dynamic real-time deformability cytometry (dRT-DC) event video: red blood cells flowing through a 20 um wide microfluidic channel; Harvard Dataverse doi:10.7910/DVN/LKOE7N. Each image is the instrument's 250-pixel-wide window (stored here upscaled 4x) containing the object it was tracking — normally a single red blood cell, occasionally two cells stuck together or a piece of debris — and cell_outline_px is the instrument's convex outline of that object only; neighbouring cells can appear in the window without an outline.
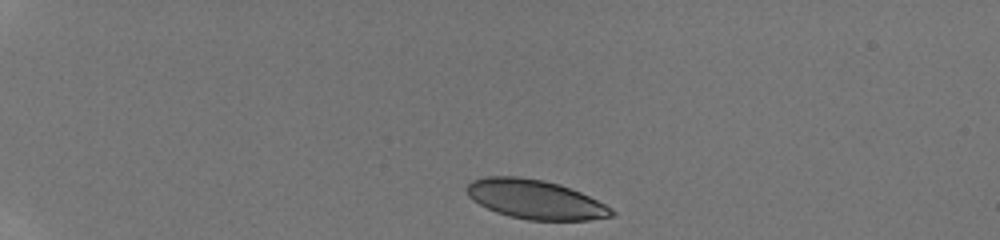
{"species": "human", "species_latin": "Homo sapiens", "temperature_condition": "room temperature", "stored_images_in_passage": 14, "camera_frame_rate_fps": 3000, "um_per_image_px": 0.085, "donor": {"sex": "male"}, "frame": {"image": 1, "passage_image": 1, "time_ms": 0.0, "image_size_px": [1000, 240], "cell_outline_px": [[616, 212], [612, 216], [588, 220], [528, 220], [496, 212], [472, 200], [468, 196], [468, 184], [472, 180], [484, 176], [520, 176], [544, 180], [560, 184], [580, 192], [612, 208]], "centroid_in_image_um": [45.49, 16.94], "position_along_channel_um": 39.5, "area_um2": 32.89}}
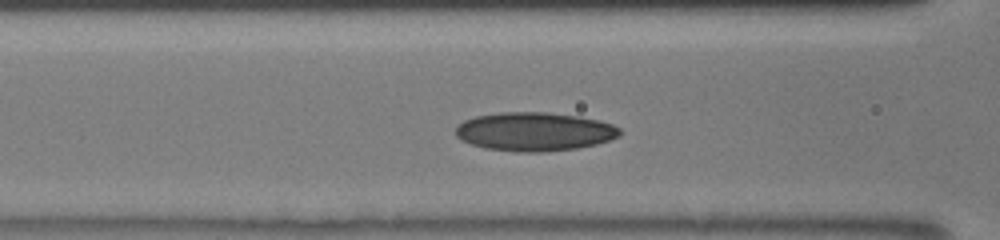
{"frame": {"image": 2, "passage_image": 12, "time_ms": 4.0, "image_size_px": [1000, 240], "cell_outline_px": [[620, 136], [596, 144], [576, 148], [540, 152], [516, 152], [484, 148], [460, 140], [456, 136], [456, 128], [464, 120], [476, 116], [500, 112], [548, 112], [580, 116], [600, 120], [612, 124], [620, 128]], "centroid_in_image_um": [45.43, 11.18], "position_along_channel_um": 121.2, "area_um2": 37.11}}
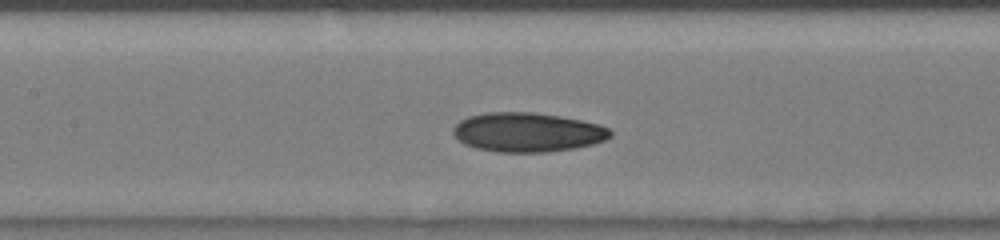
{"frame": {"image": 3, "passage_image": 14, "time_ms": 5.0, "image_size_px": [1000, 240], "cell_outline_px": [[612, 136], [604, 140], [592, 144], [576, 148], [548, 152], [496, 152], [476, 148], [464, 144], [452, 132], [452, 128], [460, 120], [468, 116], [484, 112], [532, 112], [560, 116], [600, 124], [608, 128], [612, 132]], "centroid_in_image_um": [44.83, 11.24], "position_along_channel_um": 162.6, "area_um2": 36.13}}